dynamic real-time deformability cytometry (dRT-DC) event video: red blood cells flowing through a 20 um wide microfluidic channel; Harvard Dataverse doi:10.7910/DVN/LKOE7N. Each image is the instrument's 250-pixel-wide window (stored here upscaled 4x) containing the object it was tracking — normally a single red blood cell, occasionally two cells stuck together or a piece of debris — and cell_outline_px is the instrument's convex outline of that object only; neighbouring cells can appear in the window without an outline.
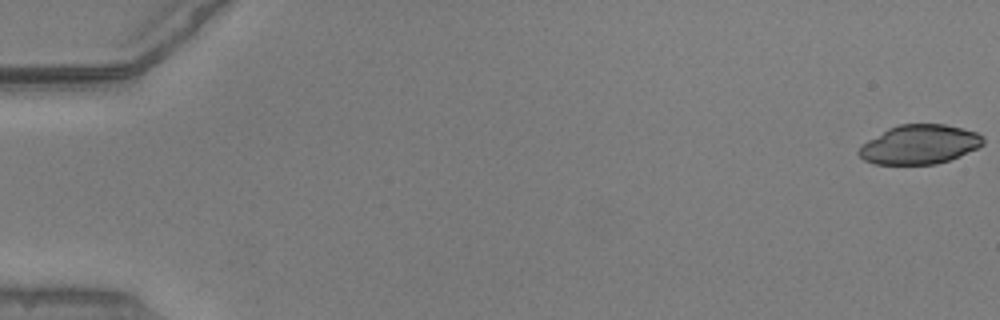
{"species": "common noctule bat (a hibernating species)", "species_latin": "Nyctalus noctula", "temperature_condition": "warm", "stored_images_in_passage": 31, "camera_frame_rate_fps": 3000, "um_per_image_px": 0.085, "animal": {"sex": "male", "body_mass_g": 20.5, "forearm_length_mm": 52.5}, "frame": {"image": 1, "passage_image": 1, "time_ms": 0.0, "image_size_px": [1000, 320], "cell_outline_px": [[984, 144], [976, 148], [948, 160], [936, 164], [876, 164], [864, 160], [856, 152], [868, 140], [888, 128], [900, 124], [944, 124], [976, 132], [984, 136]], "centroid_in_image_um": [78.15, 12.27], "position_along_channel_um": 6.9, "area_um2": 28.09}}
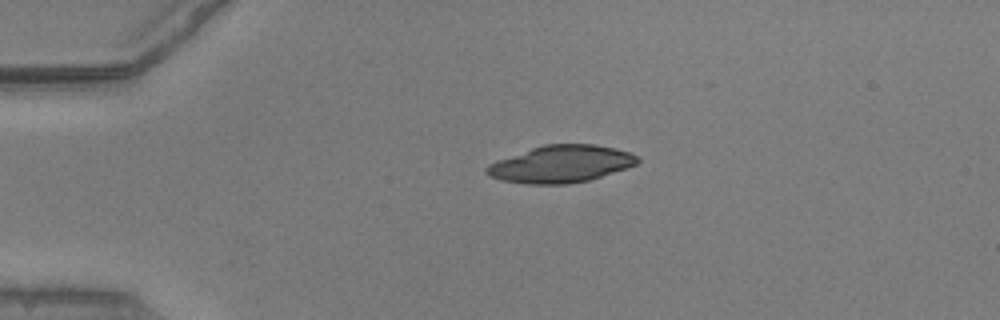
{"frame": {"image": 2, "passage_image": 13, "time_ms": 4.0, "image_size_px": [1000, 320], "cell_outline_px": [[640, 160], [636, 164], [628, 168], [588, 180], [568, 184], [524, 184], [500, 180], [488, 176], [484, 172], [484, 168], [488, 164], [532, 148], [544, 144], [596, 144], [616, 148], [628, 152], [636, 156]], "centroid_in_image_um": [47.66, 13.95], "position_along_channel_um": 37.3, "area_um2": 32.66}}